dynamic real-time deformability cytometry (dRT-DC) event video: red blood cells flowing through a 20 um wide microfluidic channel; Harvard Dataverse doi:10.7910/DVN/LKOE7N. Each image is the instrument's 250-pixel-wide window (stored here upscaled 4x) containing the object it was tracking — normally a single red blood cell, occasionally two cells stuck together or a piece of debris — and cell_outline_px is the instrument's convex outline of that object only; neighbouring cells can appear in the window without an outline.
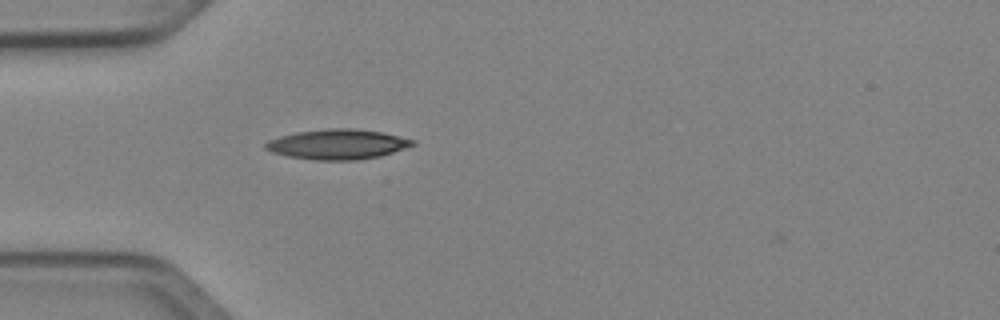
{"species": "Egyptian fruit bat (a non-hibernating species)", "species_latin": "Rousettus aegyptiacus", "temperature_condition": "cold", "stored_images_in_passage": 4, "camera_frame_rate_fps": 3000, "um_per_image_px": 0.085, "animal": {"sex": "female"}, "frame": {"image": 1, "passage_image": 3, "time_ms": 0.667, "image_size_px": [1000, 320], "cell_outline_px": [[416, 144], [380, 156], [356, 160], [316, 160], [288, 156], [272, 152], [264, 148], [264, 144], [268, 140], [280, 136], [296, 132], [328, 128], [352, 128], [380, 132], [400, 136], [416, 140]], "centroid_in_image_um": [28.68, 12.26], "position_along_channel_um": 56.3, "area_um2": 25.66}}